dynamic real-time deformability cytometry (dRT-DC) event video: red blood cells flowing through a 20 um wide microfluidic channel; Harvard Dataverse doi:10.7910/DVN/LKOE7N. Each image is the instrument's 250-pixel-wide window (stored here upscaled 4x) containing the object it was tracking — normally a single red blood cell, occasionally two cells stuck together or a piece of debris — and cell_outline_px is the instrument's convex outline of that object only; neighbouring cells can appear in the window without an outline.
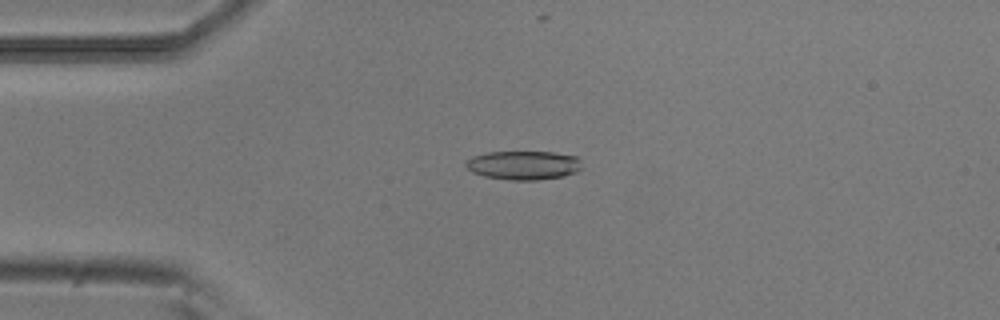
{"species": "common noctule bat (a hibernating species)", "species_latin": "Nyctalus noctula", "temperature_condition": "room temperature", "stored_images_in_passage": 51, "camera_frame_rate_fps": 3000, "um_per_image_px": 0.085, "animal": {"sex": "male", "body_mass_g": 20.5, "forearm_length_mm": 52.5}, "frame": {"image": 1, "passage_image": 11, "time_ms": 3.333, "image_size_px": [1000, 320], "cell_outline_px": [[580, 168], [576, 172], [564, 176], [536, 180], [508, 180], [484, 176], [472, 172], [464, 164], [472, 156], [488, 152], [552, 152], [576, 156], [580, 160]], "centroid_in_image_um": [44.49, 14.04], "position_along_channel_um": 40.5, "area_um2": 19.48}}
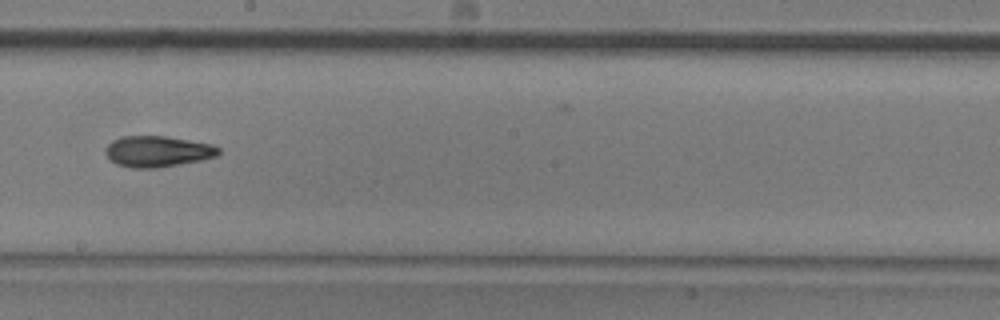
{"frame": {"image": 2, "passage_image": 28, "time_ms": 9.0, "image_size_px": [1000, 320], "cell_outline_px": [[220, 152], [216, 156], [200, 160], [180, 164], [156, 168], [132, 168], [116, 164], [108, 156], [104, 148], [112, 140], [124, 136], [164, 136], [212, 144], [220, 148]], "centroid_in_image_um": [13.39, 12.87], "position_along_channel_um": 234.8, "area_um2": 20.29}}
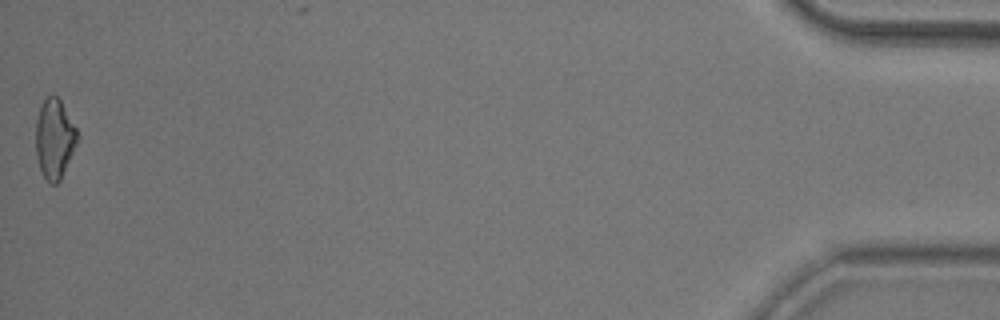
{"frame": {"image": 3, "passage_image": 51, "time_ms": 16.667, "image_size_px": [1000, 320], "cell_outline_px": [[80, 136], [60, 180], [56, 184], [52, 184], [44, 176], [40, 168], [36, 156], [36, 120], [40, 108], [44, 100], [48, 96], [56, 96], [60, 100], [76, 128]], "centroid_in_image_um": [4.64, 11.8], "position_along_channel_um": 430.6, "area_um2": 18.96}, "authors_computed_cell_mechanics": {"area_um2": 19.5942, "velocity_mm_per_s": 3.8418, "shape_relaxation_time_tau1_ms": 4.9198, "shape_relaxation_time_tau2_ms": 3.774, "deformation_change_tau1": 0.155, "deformation_change_tau2": 0.1259}}